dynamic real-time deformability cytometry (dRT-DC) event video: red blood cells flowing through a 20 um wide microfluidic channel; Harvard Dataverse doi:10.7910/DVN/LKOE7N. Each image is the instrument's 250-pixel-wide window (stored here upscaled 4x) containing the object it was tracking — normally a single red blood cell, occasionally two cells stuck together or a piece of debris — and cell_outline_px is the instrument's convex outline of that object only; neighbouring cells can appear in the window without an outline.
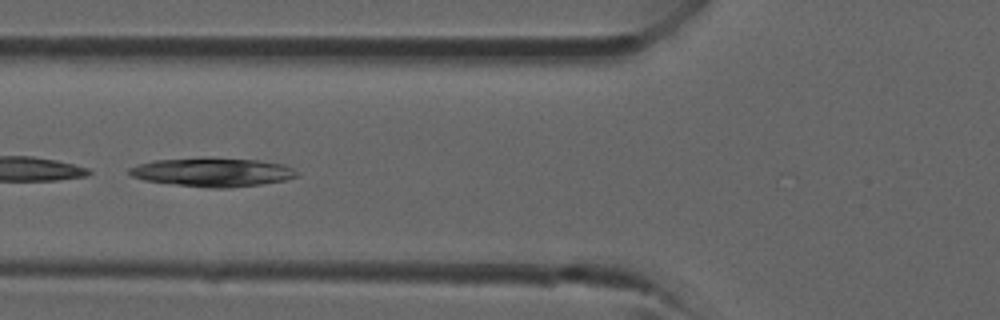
{"species": "common noctule bat (a hibernating species)", "species_latin": "Nyctalus noctula", "temperature_condition": "room temperature", "stored_images_in_passage": 21, "camera_frame_rate_fps": 3000, "um_per_image_px": 0.085, "animal": {"sex": "male", "forearm_length_mm": 52.5}, "frame": {"image": 1, "passage_image": 9, "time_ms": 2.667, "image_size_px": [1000, 320], "cell_outline_px": [[300, 176], [284, 180], [260, 184], [228, 188], [212, 188], [176, 184], [144, 180], [132, 176], [128, 172], [128, 168], [140, 164], [156, 160], [200, 156], [212, 156], [260, 160], [284, 164], [300, 172]], "centroid_in_image_um": [18.11, 14.6], "position_along_channel_um": 107.7, "area_um2": 28.61}}